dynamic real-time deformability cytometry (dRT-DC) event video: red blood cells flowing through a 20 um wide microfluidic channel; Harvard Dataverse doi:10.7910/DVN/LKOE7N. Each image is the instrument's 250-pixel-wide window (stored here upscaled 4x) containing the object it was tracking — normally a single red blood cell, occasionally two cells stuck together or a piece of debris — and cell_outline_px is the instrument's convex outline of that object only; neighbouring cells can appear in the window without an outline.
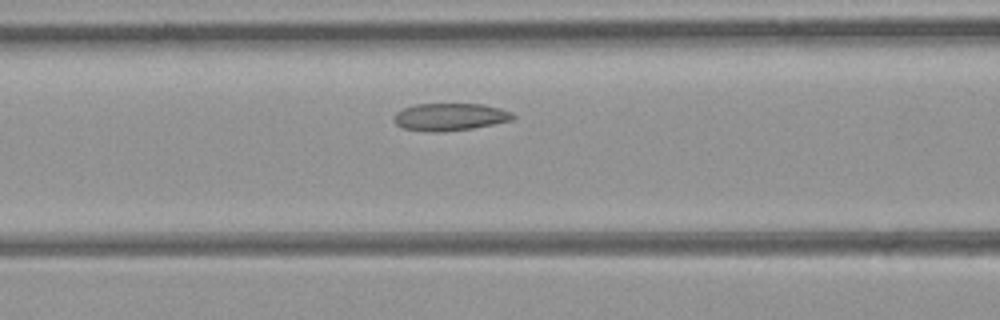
{"species": "common noctule bat (a hibernating species)", "species_latin": "Nyctalus noctula", "temperature_condition": "room temperature", "stored_images_in_passage": 33, "camera_frame_rate_fps": 3000, "um_per_image_px": 0.085, "animal": {"sex": "female", "body_mass_g": 21.9}, "frame": {"image": 1, "passage_image": 11, "time_ms": 3.333, "image_size_px": [1000, 320], "cell_outline_px": [[516, 116], [512, 120], [472, 128], [404, 128], [396, 124], [392, 116], [396, 112], [404, 108], [416, 104], [484, 104], [500, 108], [512, 112]], "centroid_in_image_um": [38.31, 9.86], "position_along_channel_um": 128.3, "area_um2": 17.86}}
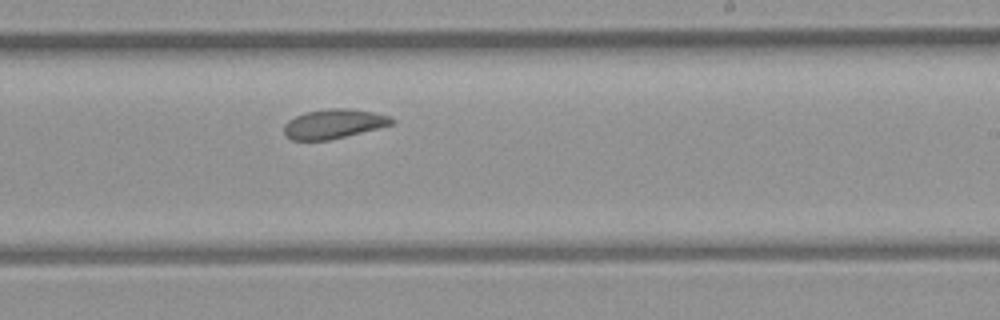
{"frame": {"image": 2, "passage_image": 20, "time_ms": 6.333, "image_size_px": [1000, 320], "cell_outline_px": [[396, 124], [328, 140], [292, 140], [284, 132], [284, 124], [288, 120], [304, 112], [332, 108], [348, 108], [372, 112], [388, 116], [396, 120]], "centroid_in_image_um": [28.39, 10.52], "position_along_channel_um": 260.6, "area_um2": 18.38}}
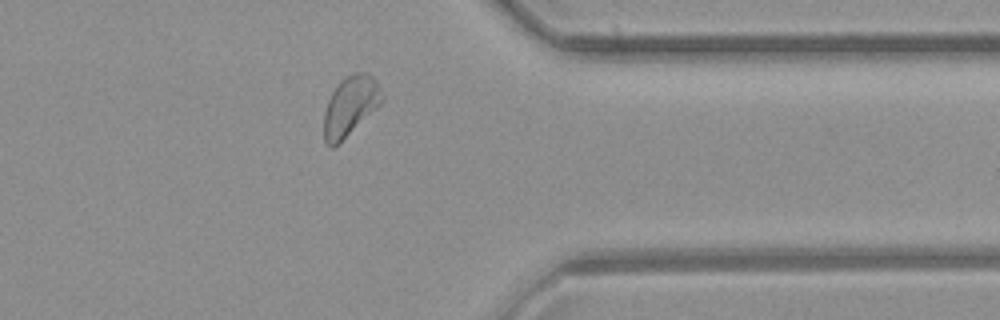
{"frame": {"image": 3, "passage_image": 29, "time_ms": 9.333, "image_size_px": [1000, 320], "cell_outline_px": [[384, 100], [376, 108], [332, 148], [324, 140], [324, 112], [328, 100], [332, 92], [340, 80], [356, 72], [368, 72], [376, 80], [384, 96]], "centroid_in_image_um": [29.78, 8.96], "position_along_channel_um": 381.6, "area_um2": 19.71}, "authors_computed_cell_mechanics": {"area_um2": 19.1896, "velocity_mm_per_s": 4.4198, "shape_relaxation_time_tau1_ms": 5.9891, "shape_relaxation_time_tau2_ms": 3.401, "deformation_change_tau1": 0.0843, "deformation_change_tau2": 0.0882}}